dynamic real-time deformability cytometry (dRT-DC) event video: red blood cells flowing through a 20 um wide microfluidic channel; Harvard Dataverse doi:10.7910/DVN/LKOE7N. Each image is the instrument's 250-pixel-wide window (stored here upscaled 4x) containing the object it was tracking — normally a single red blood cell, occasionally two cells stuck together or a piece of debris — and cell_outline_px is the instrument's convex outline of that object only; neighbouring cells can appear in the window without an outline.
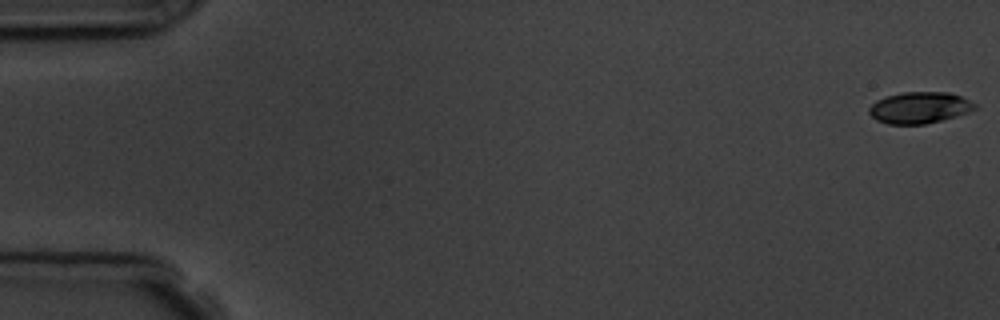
{"species": "common noctule bat (a hibernating species)", "species_latin": "Nyctalus noctula", "temperature_condition": "room temperature", "stored_images_in_passage": 6, "camera_frame_rate_fps": 3000, "um_per_image_px": 0.085, "animal": {"sex": "male", "body_mass_g": 19.5, "forearm_length_mm": 54.6}, "frame": {"image": 1, "passage_image": 1, "time_ms": 0.0, "image_size_px": [1000, 320], "cell_outline_px": [[976, 108], [968, 112], [956, 116], [924, 124], [888, 124], [876, 120], [868, 112], [868, 108], [876, 100], [900, 92], [948, 92], [960, 96], [976, 104]], "centroid_in_image_um": [78.13, 9.15], "position_along_channel_um": 6.9, "area_um2": 19.25}}
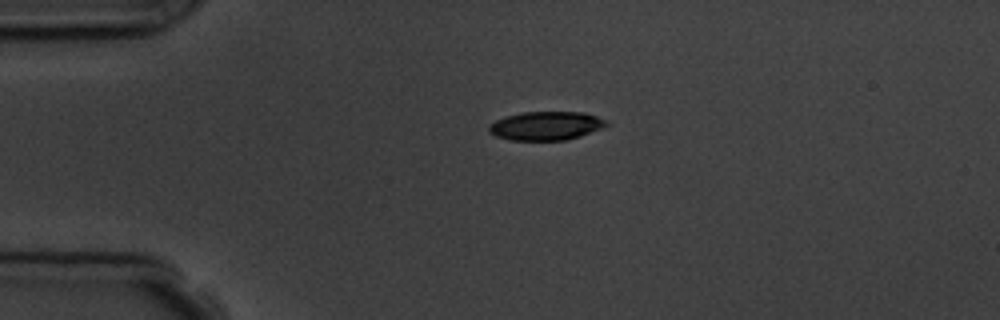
{"frame": {"image": 2, "passage_image": 4, "time_ms": 4.0, "image_size_px": [1000, 320], "cell_outline_px": [[608, 124], [600, 128], [580, 136], [564, 140], [512, 140], [496, 136], [488, 132], [488, 124], [496, 120], [508, 116], [524, 112], [584, 112], [608, 120]], "centroid_in_image_um": [46.39, 10.69], "position_along_channel_um": 38.6, "area_um2": 19.48}}